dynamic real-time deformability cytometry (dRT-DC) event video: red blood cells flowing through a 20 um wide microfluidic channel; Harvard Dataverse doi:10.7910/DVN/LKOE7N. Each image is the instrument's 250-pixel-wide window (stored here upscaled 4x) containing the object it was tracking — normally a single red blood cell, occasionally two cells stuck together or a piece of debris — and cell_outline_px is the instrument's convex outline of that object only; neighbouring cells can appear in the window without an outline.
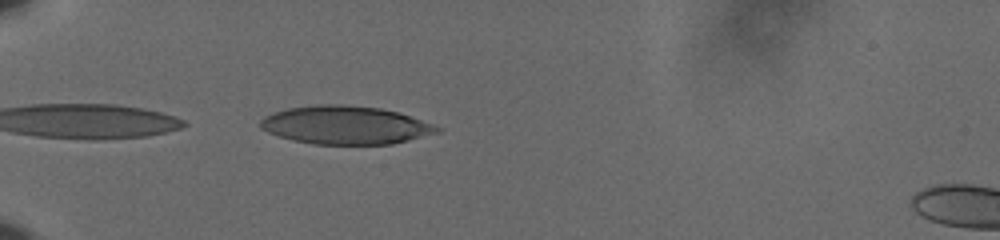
{"species": "human", "species_latin": "Homo sapiens", "temperature_condition": "cold", "stored_images_in_passage": 20, "camera_frame_rate_fps": 3000, "um_per_image_px": 0.085, "donor": {"sex": "male"}, "frame": {"image": 1, "passage_image": 1, "time_ms": 0.0, "image_size_px": [1000, 240], "cell_outline_px": [[440, 132], [392, 144], [312, 144], [292, 140], [268, 132], [260, 128], [260, 120], [264, 116], [288, 108], [316, 104], [340, 104], [380, 108], [400, 112], [440, 128]], "centroid_in_image_um": [29.33, 10.63], "position_along_channel_um": 55.7, "area_um2": 39.19}}
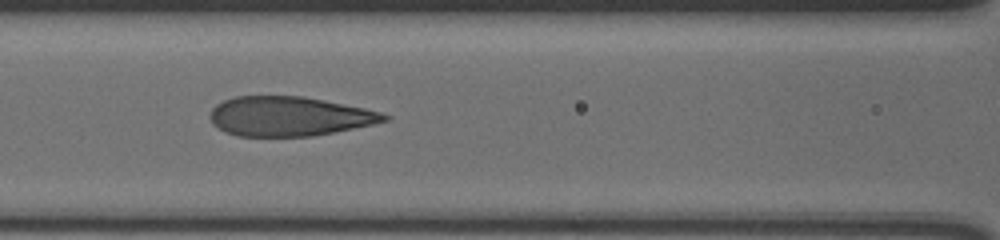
{"frame": {"image": 2, "passage_image": 10, "time_ms": 3.0, "image_size_px": [1000, 240], "cell_outline_px": [[392, 116], [388, 120], [372, 124], [312, 136], [236, 136], [224, 132], [212, 124], [208, 116], [212, 108], [216, 104], [224, 100], [236, 96], [304, 96], [364, 108], [380, 112]], "centroid_in_image_um": [24.52, 9.88], "position_along_channel_um": 142.1, "area_um2": 40.06}}
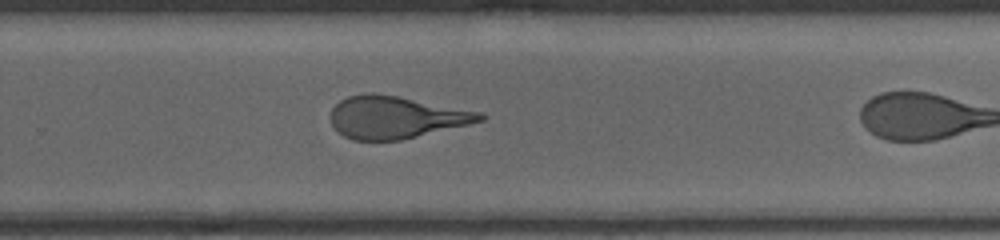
{"frame": {"image": 3, "passage_image": 19, "time_ms": 6.0, "image_size_px": [1000, 240], "cell_outline_px": [[484, 120], [468, 124], [400, 140], [352, 140], [344, 136], [332, 124], [328, 116], [332, 108], [340, 100], [348, 96], [368, 92], [376, 92], [480, 112], [484, 116]], "centroid_in_image_um": [33.57, 9.96], "position_along_channel_um": 296.2, "area_um2": 36.47}}